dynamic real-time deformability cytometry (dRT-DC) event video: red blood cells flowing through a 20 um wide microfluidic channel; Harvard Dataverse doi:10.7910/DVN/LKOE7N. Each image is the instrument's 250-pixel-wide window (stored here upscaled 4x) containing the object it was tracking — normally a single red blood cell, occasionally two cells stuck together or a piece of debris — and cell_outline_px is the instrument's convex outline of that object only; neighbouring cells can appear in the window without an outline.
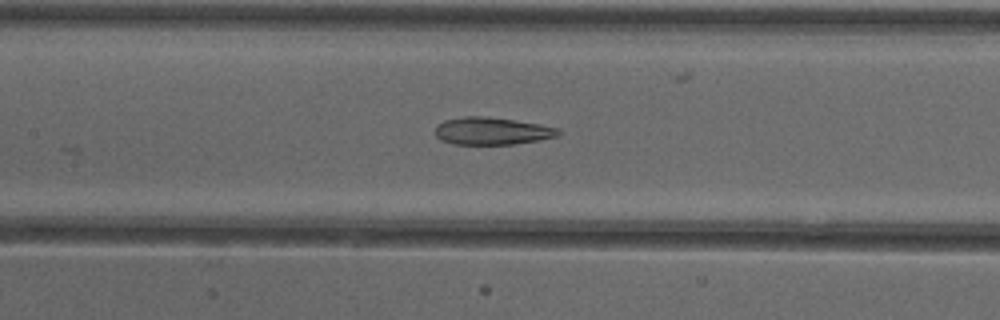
{"species": "common noctule bat (a hibernating species)", "species_latin": "Nyctalus noctula", "temperature_condition": "cold", "stored_images_in_passage": 25, "camera_frame_rate_fps": 3000, "um_per_image_px": 0.085, "animal": {"sex": "female"}, "frame": {"image": 1, "passage_image": 21, "time_ms": 6.667, "image_size_px": [1000, 320], "cell_outline_px": [[564, 132], [556, 136], [540, 140], [512, 144], [452, 144], [440, 140], [436, 136], [436, 124], [444, 120], [464, 116], [484, 116], [540, 124], [560, 128]], "centroid_in_image_um": [41.82, 11.13], "position_along_channel_um": 165.6, "area_um2": 19.77}}
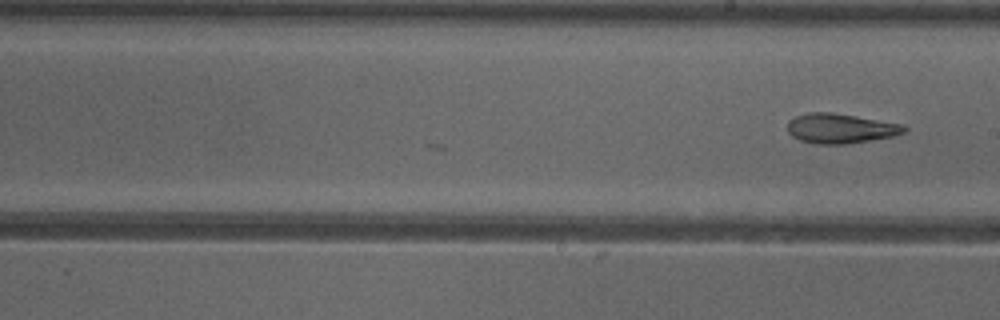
{"frame": {"image": 2, "passage_image": 25, "time_ms": 8.0, "image_size_px": [1000, 320], "cell_outline_px": [[908, 128], [904, 132], [892, 136], [844, 144], [816, 144], [800, 140], [792, 136], [788, 132], [788, 120], [796, 116], [808, 112], [832, 112], [904, 124]], "centroid_in_image_um": [71.42, 10.9], "position_along_channel_um": 217.6, "area_um2": 20.17}}